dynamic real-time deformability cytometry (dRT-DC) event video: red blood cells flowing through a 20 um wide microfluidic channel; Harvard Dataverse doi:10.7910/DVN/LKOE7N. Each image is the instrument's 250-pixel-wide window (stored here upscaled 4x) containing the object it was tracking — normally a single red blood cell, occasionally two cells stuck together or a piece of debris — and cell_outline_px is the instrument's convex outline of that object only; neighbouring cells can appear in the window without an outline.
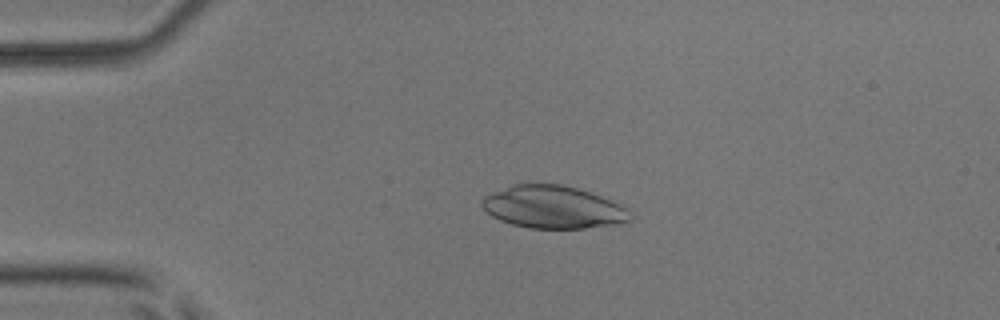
{"species": "common noctule bat (a hibernating species)", "species_latin": "Nyctalus noctula", "temperature_condition": "room temperature", "stored_images_in_passage": 5, "camera_frame_rate_fps": 3000, "um_per_image_px": 0.085, "animal": {"sex": "male", "body_mass_g": 17.9, "forearm_length_mm": 54.2}, "frame": {"image": 1, "passage_image": 4, "time_ms": 3.667, "image_size_px": [1000, 320], "cell_outline_px": [[632, 220], [616, 224], [584, 228], [528, 228], [512, 224], [500, 220], [492, 216], [480, 204], [480, 200], [484, 196], [516, 184], [560, 184], [576, 188], [612, 200], [628, 208]], "centroid_in_image_um": [47.03, 17.61], "position_along_channel_um": 38.0, "area_um2": 36.47}}